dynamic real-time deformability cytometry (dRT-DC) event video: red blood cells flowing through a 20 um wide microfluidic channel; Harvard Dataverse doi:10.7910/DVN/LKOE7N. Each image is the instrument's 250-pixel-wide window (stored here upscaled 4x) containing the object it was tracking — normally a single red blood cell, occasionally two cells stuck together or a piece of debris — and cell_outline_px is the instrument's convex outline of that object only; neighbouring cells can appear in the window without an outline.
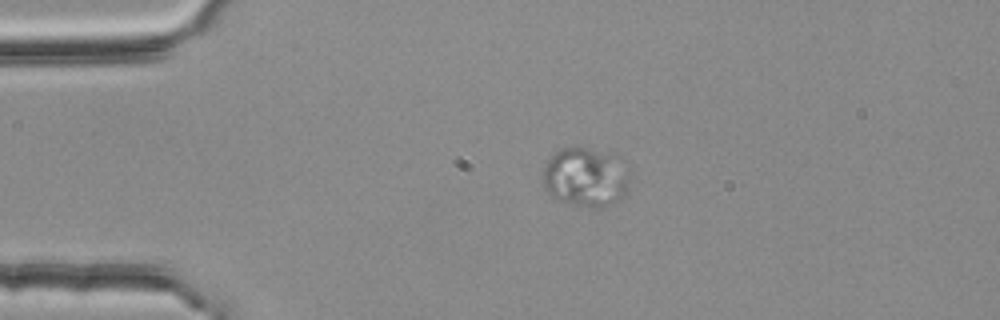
{"species": "common noctule bat (a hibernating species)", "species_latin": "Nyctalus noctula", "temperature_condition": "room temperature", "stored_images_in_passage": 35, "camera_frame_rate_fps": 3000, "um_per_image_px": 0.085, "animal": {"sex": "female", "body_mass_g": 25.1}, "frame": {"image": 1, "passage_image": 7, "time_ms": 2.0, "image_size_px": [1000, 320], "cell_outline_px": [[628, 188], [620, 200], [600, 208], [588, 208], [572, 204], [560, 200], [552, 196], [544, 188], [540, 176], [548, 160], [560, 148], [588, 148], [620, 156], [628, 164]], "centroid_in_image_um": [49.79, 15.06], "position_along_channel_um": 35.2, "area_um2": 30.46}}
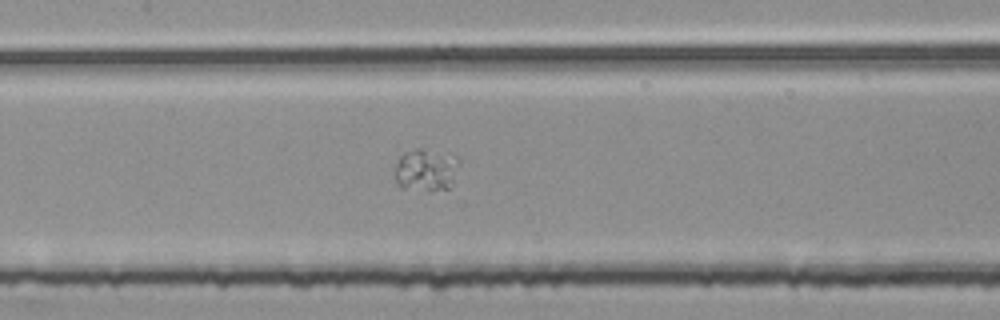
{"frame": {"image": 2, "passage_image": 21, "time_ms": 6.667, "image_size_px": [1000, 320], "cell_outline_px": [[460, 164], [448, 188], [400, 188], [396, 184], [392, 176], [396, 160], [404, 152], [416, 148], [420, 148], [456, 156], [460, 160]], "centroid_in_image_um": [36.12, 14.39], "position_along_channel_um": 171.3, "area_um2": 15.78}}
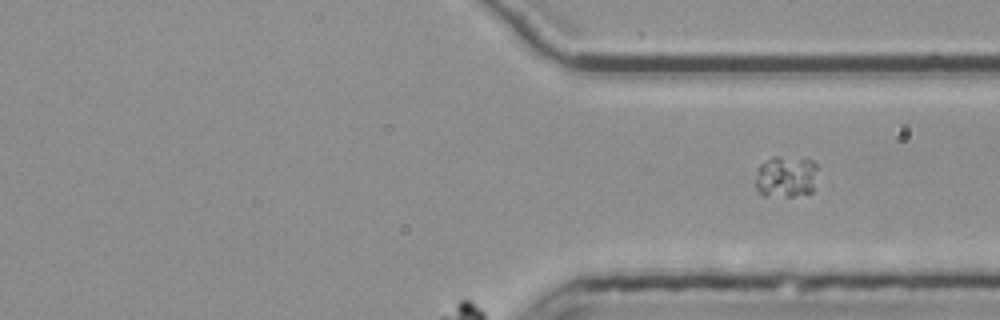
{"frame": {"image": 3, "passage_image": 35, "time_ms": 11.333, "image_size_px": [1000, 320], "cell_outline_px": [[816, 168], [812, 192], [792, 196], [764, 196], [756, 188], [756, 168], [764, 160], [772, 156], [780, 156], [812, 160], [816, 164]], "centroid_in_image_um": [66.75, 15.0], "position_along_channel_um": 344.6, "area_um2": 15.14}}